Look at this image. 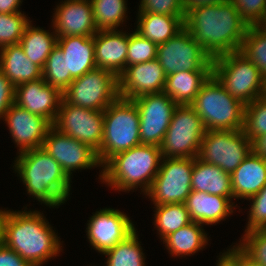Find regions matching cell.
Masks as SVG:
<instances>
[{
  "label": "cell",
  "mask_w": 266,
  "mask_h": 266,
  "mask_svg": "<svg viewBox=\"0 0 266 266\" xmlns=\"http://www.w3.org/2000/svg\"><path fill=\"white\" fill-rule=\"evenodd\" d=\"M162 161L159 146L139 144L111 157L103 166L99 179L118 191L139 187L143 195L149 190Z\"/></svg>",
  "instance_id": "4"
},
{
  "label": "cell",
  "mask_w": 266,
  "mask_h": 266,
  "mask_svg": "<svg viewBox=\"0 0 266 266\" xmlns=\"http://www.w3.org/2000/svg\"><path fill=\"white\" fill-rule=\"evenodd\" d=\"M42 148L51 155L71 179L73 171L102 167L97 152L90 146L51 127Z\"/></svg>",
  "instance_id": "15"
},
{
  "label": "cell",
  "mask_w": 266,
  "mask_h": 266,
  "mask_svg": "<svg viewBox=\"0 0 266 266\" xmlns=\"http://www.w3.org/2000/svg\"><path fill=\"white\" fill-rule=\"evenodd\" d=\"M89 219L86 228L88 242L101 254L124 241L136 230L128 215L114 208L100 209Z\"/></svg>",
  "instance_id": "16"
},
{
  "label": "cell",
  "mask_w": 266,
  "mask_h": 266,
  "mask_svg": "<svg viewBox=\"0 0 266 266\" xmlns=\"http://www.w3.org/2000/svg\"><path fill=\"white\" fill-rule=\"evenodd\" d=\"M205 132L191 105H177L160 146L162 158H196Z\"/></svg>",
  "instance_id": "8"
},
{
  "label": "cell",
  "mask_w": 266,
  "mask_h": 266,
  "mask_svg": "<svg viewBox=\"0 0 266 266\" xmlns=\"http://www.w3.org/2000/svg\"><path fill=\"white\" fill-rule=\"evenodd\" d=\"M23 0H0V14L17 13Z\"/></svg>",
  "instance_id": "46"
},
{
  "label": "cell",
  "mask_w": 266,
  "mask_h": 266,
  "mask_svg": "<svg viewBox=\"0 0 266 266\" xmlns=\"http://www.w3.org/2000/svg\"><path fill=\"white\" fill-rule=\"evenodd\" d=\"M239 52L255 64L266 81V35L256 26H249Z\"/></svg>",
  "instance_id": "34"
},
{
  "label": "cell",
  "mask_w": 266,
  "mask_h": 266,
  "mask_svg": "<svg viewBox=\"0 0 266 266\" xmlns=\"http://www.w3.org/2000/svg\"><path fill=\"white\" fill-rule=\"evenodd\" d=\"M243 131L252 143L266 134V99L263 97L245 105Z\"/></svg>",
  "instance_id": "36"
},
{
  "label": "cell",
  "mask_w": 266,
  "mask_h": 266,
  "mask_svg": "<svg viewBox=\"0 0 266 266\" xmlns=\"http://www.w3.org/2000/svg\"><path fill=\"white\" fill-rule=\"evenodd\" d=\"M91 3L98 31L117 30L126 22V0H91Z\"/></svg>",
  "instance_id": "33"
},
{
  "label": "cell",
  "mask_w": 266,
  "mask_h": 266,
  "mask_svg": "<svg viewBox=\"0 0 266 266\" xmlns=\"http://www.w3.org/2000/svg\"><path fill=\"white\" fill-rule=\"evenodd\" d=\"M153 208H155L153 223L160 240L193 222L185 203L164 204Z\"/></svg>",
  "instance_id": "31"
},
{
  "label": "cell",
  "mask_w": 266,
  "mask_h": 266,
  "mask_svg": "<svg viewBox=\"0 0 266 266\" xmlns=\"http://www.w3.org/2000/svg\"><path fill=\"white\" fill-rule=\"evenodd\" d=\"M247 200L252 203L248 211V223L244 232L266 228V185Z\"/></svg>",
  "instance_id": "41"
},
{
  "label": "cell",
  "mask_w": 266,
  "mask_h": 266,
  "mask_svg": "<svg viewBox=\"0 0 266 266\" xmlns=\"http://www.w3.org/2000/svg\"><path fill=\"white\" fill-rule=\"evenodd\" d=\"M204 225L191 222L185 227L168 235L163 243L172 257L191 256L208 245V237L202 228Z\"/></svg>",
  "instance_id": "29"
},
{
  "label": "cell",
  "mask_w": 266,
  "mask_h": 266,
  "mask_svg": "<svg viewBox=\"0 0 266 266\" xmlns=\"http://www.w3.org/2000/svg\"><path fill=\"white\" fill-rule=\"evenodd\" d=\"M118 97V77L101 68L74 79L63 91L67 103L98 111H104Z\"/></svg>",
  "instance_id": "9"
},
{
  "label": "cell",
  "mask_w": 266,
  "mask_h": 266,
  "mask_svg": "<svg viewBox=\"0 0 266 266\" xmlns=\"http://www.w3.org/2000/svg\"><path fill=\"white\" fill-rule=\"evenodd\" d=\"M255 26L266 35V13Z\"/></svg>",
  "instance_id": "51"
},
{
  "label": "cell",
  "mask_w": 266,
  "mask_h": 266,
  "mask_svg": "<svg viewBox=\"0 0 266 266\" xmlns=\"http://www.w3.org/2000/svg\"><path fill=\"white\" fill-rule=\"evenodd\" d=\"M57 45L66 59L67 73H70L73 79L80 78L96 68L94 36L57 37Z\"/></svg>",
  "instance_id": "24"
},
{
  "label": "cell",
  "mask_w": 266,
  "mask_h": 266,
  "mask_svg": "<svg viewBox=\"0 0 266 266\" xmlns=\"http://www.w3.org/2000/svg\"><path fill=\"white\" fill-rule=\"evenodd\" d=\"M19 44L25 56L43 69L52 49L57 45V35L54 30L50 33L49 30L33 26L31 21Z\"/></svg>",
  "instance_id": "30"
},
{
  "label": "cell",
  "mask_w": 266,
  "mask_h": 266,
  "mask_svg": "<svg viewBox=\"0 0 266 266\" xmlns=\"http://www.w3.org/2000/svg\"><path fill=\"white\" fill-rule=\"evenodd\" d=\"M13 103H15V86L0 71V119L1 120Z\"/></svg>",
  "instance_id": "43"
},
{
  "label": "cell",
  "mask_w": 266,
  "mask_h": 266,
  "mask_svg": "<svg viewBox=\"0 0 266 266\" xmlns=\"http://www.w3.org/2000/svg\"><path fill=\"white\" fill-rule=\"evenodd\" d=\"M63 92L48 85L43 78L15 87V104L32 114L42 116L52 125L60 109Z\"/></svg>",
  "instance_id": "20"
},
{
  "label": "cell",
  "mask_w": 266,
  "mask_h": 266,
  "mask_svg": "<svg viewBox=\"0 0 266 266\" xmlns=\"http://www.w3.org/2000/svg\"><path fill=\"white\" fill-rule=\"evenodd\" d=\"M43 79L48 85L54 86L62 92L74 80L70 73H67L66 59L58 45L52 49L46 60L43 68Z\"/></svg>",
  "instance_id": "35"
},
{
  "label": "cell",
  "mask_w": 266,
  "mask_h": 266,
  "mask_svg": "<svg viewBox=\"0 0 266 266\" xmlns=\"http://www.w3.org/2000/svg\"><path fill=\"white\" fill-rule=\"evenodd\" d=\"M191 190L227 197L233 201L231 175L219 166L194 158Z\"/></svg>",
  "instance_id": "26"
},
{
  "label": "cell",
  "mask_w": 266,
  "mask_h": 266,
  "mask_svg": "<svg viewBox=\"0 0 266 266\" xmlns=\"http://www.w3.org/2000/svg\"><path fill=\"white\" fill-rule=\"evenodd\" d=\"M166 78L157 59L129 65L118 76L119 97L133 100L145 94L163 92Z\"/></svg>",
  "instance_id": "17"
},
{
  "label": "cell",
  "mask_w": 266,
  "mask_h": 266,
  "mask_svg": "<svg viewBox=\"0 0 266 266\" xmlns=\"http://www.w3.org/2000/svg\"><path fill=\"white\" fill-rule=\"evenodd\" d=\"M0 266H31L17 252L0 244Z\"/></svg>",
  "instance_id": "45"
},
{
  "label": "cell",
  "mask_w": 266,
  "mask_h": 266,
  "mask_svg": "<svg viewBox=\"0 0 266 266\" xmlns=\"http://www.w3.org/2000/svg\"><path fill=\"white\" fill-rule=\"evenodd\" d=\"M0 71L15 87L43 78V69L25 56L20 44L7 45L0 49Z\"/></svg>",
  "instance_id": "25"
},
{
  "label": "cell",
  "mask_w": 266,
  "mask_h": 266,
  "mask_svg": "<svg viewBox=\"0 0 266 266\" xmlns=\"http://www.w3.org/2000/svg\"><path fill=\"white\" fill-rule=\"evenodd\" d=\"M140 116L141 144L161 146L177 104L164 92L133 99Z\"/></svg>",
  "instance_id": "14"
},
{
  "label": "cell",
  "mask_w": 266,
  "mask_h": 266,
  "mask_svg": "<svg viewBox=\"0 0 266 266\" xmlns=\"http://www.w3.org/2000/svg\"><path fill=\"white\" fill-rule=\"evenodd\" d=\"M252 142L241 130H207L197 158L232 173L252 152Z\"/></svg>",
  "instance_id": "10"
},
{
  "label": "cell",
  "mask_w": 266,
  "mask_h": 266,
  "mask_svg": "<svg viewBox=\"0 0 266 266\" xmlns=\"http://www.w3.org/2000/svg\"><path fill=\"white\" fill-rule=\"evenodd\" d=\"M137 229L124 241L106 251V266H146L145 256L138 240Z\"/></svg>",
  "instance_id": "32"
},
{
  "label": "cell",
  "mask_w": 266,
  "mask_h": 266,
  "mask_svg": "<svg viewBox=\"0 0 266 266\" xmlns=\"http://www.w3.org/2000/svg\"><path fill=\"white\" fill-rule=\"evenodd\" d=\"M3 119L13 142L19 147L17 153L42 147L49 129L53 126L42 116L32 114L15 103L10 106Z\"/></svg>",
  "instance_id": "18"
},
{
  "label": "cell",
  "mask_w": 266,
  "mask_h": 266,
  "mask_svg": "<svg viewBox=\"0 0 266 266\" xmlns=\"http://www.w3.org/2000/svg\"><path fill=\"white\" fill-rule=\"evenodd\" d=\"M230 175L233 200H247L266 185V159L252 150Z\"/></svg>",
  "instance_id": "22"
},
{
  "label": "cell",
  "mask_w": 266,
  "mask_h": 266,
  "mask_svg": "<svg viewBox=\"0 0 266 266\" xmlns=\"http://www.w3.org/2000/svg\"><path fill=\"white\" fill-rule=\"evenodd\" d=\"M243 266H264L252 259L244 250H243Z\"/></svg>",
  "instance_id": "50"
},
{
  "label": "cell",
  "mask_w": 266,
  "mask_h": 266,
  "mask_svg": "<svg viewBox=\"0 0 266 266\" xmlns=\"http://www.w3.org/2000/svg\"><path fill=\"white\" fill-rule=\"evenodd\" d=\"M264 99H266V81H265V87H264V92H263V96Z\"/></svg>",
  "instance_id": "52"
},
{
  "label": "cell",
  "mask_w": 266,
  "mask_h": 266,
  "mask_svg": "<svg viewBox=\"0 0 266 266\" xmlns=\"http://www.w3.org/2000/svg\"><path fill=\"white\" fill-rule=\"evenodd\" d=\"M237 243L252 259L266 266V228L244 232Z\"/></svg>",
  "instance_id": "39"
},
{
  "label": "cell",
  "mask_w": 266,
  "mask_h": 266,
  "mask_svg": "<svg viewBox=\"0 0 266 266\" xmlns=\"http://www.w3.org/2000/svg\"><path fill=\"white\" fill-rule=\"evenodd\" d=\"M53 127L98 152L103 140L104 114L103 111L71 105L62 99Z\"/></svg>",
  "instance_id": "13"
},
{
  "label": "cell",
  "mask_w": 266,
  "mask_h": 266,
  "mask_svg": "<svg viewBox=\"0 0 266 266\" xmlns=\"http://www.w3.org/2000/svg\"><path fill=\"white\" fill-rule=\"evenodd\" d=\"M191 220L202 225H213L224 221L236 205L227 197L192 190L185 202Z\"/></svg>",
  "instance_id": "23"
},
{
  "label": "cell",
  "mask_w": 266,
  "mask_h": 266,
  "mask_svg": "<svg viewBox=\"0 0 266 266\" xmlns=\"http://www.w3.org/2000/svg\"><path fill=\"white\" fill-rule=\"evenodd\" d=\"M129 33L118 30L97 31L94 35L95 66L117 77L126 68Z\"/></svg>",
  "instance_id": "21"
},
{
  "label": "cell",
  "mask_w": 266,
  "mask_h": 266,
  "mask_svg": "<svg viewBox=\"0 0 266 266\" xmlns=\"http://www.w3.org/2000/svg\"><path fill=\"white\" fill-rule=\"evenodd\" d=\"M103 114V140L97 152L102 166L116 154L141 144L139 110L133 100L118 97Z\"/></svg>",
  "instance_id": "6"
},
{
  "label": "cell",
  "mask_w": 266,
  "mask_h": 266,
  "mask_svg": "<svg viewBox=\"0 0 266 266\" xmlns=\"http://www.w3.org/2000/svg\"><path fill=\"white\" fill-rule=\"evenodd\" d=\"M212 71H177L167 76L163 92L177 105H191Z\"/></svg>",
  "instance_id": "28"
},
{
  "label": "cell",
  "mask_w": 266,
  "mask_h": 266,
  "mask_svg": "<svg viewBox=\"0 0 266 266\" xmlns=\"http://www.w3.org/2000/svg\"><path fill=\"white\" fill-rule=\"evenodd\" d=\"M241 18L249 25L255 26L266 13V0H230Z\"/></svg>",
  "instance_id": "42"
},
{
  "label": "cell",
  "mask_w": 266,
  "mask_h": 266,
  "mask_svg": "<svg viewBox=\"0 0 266 266\" xmlns=\"http://www.w3.org/2000/svg\"><path fill=\"white\" fill-rule=\"evenodd\" d=\"M216 266H243V249L236 243L219 255Z\"/></svg>",
  "instance_id": "44"
},
{
  "label": "cell",
  "mask_w": 266,
  "mask_h": 266,
  "mask_svg": "<svg viewBox=\"0 0 266 266\" xmlns=\"http://www.w3.org/2000/svg\"><path fill=\"white\" fill-rule=\"evenodd\" d=\"M134 29L157 46L176 36L185 28V16H169L154 13H138Z\"/></svg>",
  "instance_id": "27"
},
{
  "label": "cell",
  "mask_w": 266,
  "mask_h": 266,
  "mask_svg": "<svg viewBox=\"0 0 266 266\" xmlns=\"http://www.w3.org/2000/svg\"><path fill=\"white\" fill-rule=\"evenodd\" d=\"M185 8V12L189 9L197 8L205 5H213L225 2L226 0H182Z\"/></svg>",
  "instance_id": "47"
},
{
  "label": "cell",
  "mask_w": 266,
  "mask_h": 266,
  "mask_svg": "<svg viewBox=\"0 0 266 266\" xmlns=\"http://www.w3.org/2000/svg\"><path fill=\"white\" fill-rule=\"evenodd\" d=\"M30 22L24 12L0 14V49L19 44Z\"/></svg>",
  "instance_id": "37"
},
{
  "label": "cell",
  "mask_w": 266,
  "mask_h": 266,
  "mask_svg": "<svg viewBox=\"0 0 266 266\" xmlns=\"http://www.w3.org/2000/svg\"><path fill=\"white\" fill-rule=\"evenodd\" d=\"M9 210L0 209V244H3L4 239V225L6 217L8 216Z\"/></svg>",
  "instance_id": "49"
},
{
  "label": "cell",
  "mask_w": 266,
  "mask_h": 266,
  "mask_svg": "<svg viewBox=\"0 0 266 266\" xmlns=\"http://www.w3.org/2000/svg\"><path fill=\"white\" fill-rule=\"evenodd\" d=\"M60 3L51 19V28L57 37L94 36L97 33L91 0H64Z\"/></svg>",
  "instance_id": "19"
},
{
  "label": "cell",
  "mask_w": 266,
  "mask_h": 266,
  "mask_svg": "<svg viewBox=\"0 0 266 266\" xmlns=\"http://www.w3.org/2000/svg\"><path fill=\"white\" fill-rule=\"evenodd\" d=\"M13 168L27 194L49 208H59L70 197L71 179L42 147L17 153Z\"/></svg>",
  "instance_id": "3"
},
{
  "label": "cell",
  "mask_w": 266,
  "mask_h": 266,
  "mask_svg": "<svg viewBox=\"0 0 266 266\" xmlns=\"http://www.w3.org/2000/svg\"><path fill=\"white\" fill-rule=\"evenodd\" d=\"M138 13L186 16L182 0H141Z\"/></svg>",
  "instance_id": "40"
},
{
  "label": "cell",
  "mask_w": 266,
  "mask_h": 266,
  "mask_svg": "<svg viewBox=\"0 0 266 266\" xmlns=\"http://www.w3.org/2000/svg\"><path fill=\"white\" fill-rule=\"evenodd\" d=\"M191 106L205 130H241L245 105L232 97L212 74L203 84Z\"/></svg>",
  "instance_id": "5"
},
{
  "label": "cell",
  "mask_w": 266,
  "mask_h": 266,
  "mask_svg": "<svg viewBox=\"0 0 266 266\" xmlns=\"http://www.w3.org/2000/svg\"><path fill=\"white\" fill-rule=\"evenodd\" d=\"M9 210L4 225L3 244L17 252L31 266H42L59 256L60 237L40 211Z\"/></svg>",
  "instance_id": "2"
},
{
  "label": "cell",
  "mask_w": 266,
  "mask_h": 266,
  "mask_svg": "<svg viewBox=\"0 0 266 266\" xmlns=\"http://www.w3.org/2000/svg\"><path fill=\"white\" fill-rule=\"evenodd\" d=\"M157 45L136 31L129 33L126 67L156 59Z\"/></svg>",
  "instance_id": "38"
},
{
  "label": "cell",
  "mask_w": 266,
  "mask_h": 266,
  "mask_svg": "<svg viewBox=\"0 0 266 266\" xmlns=\"http://www.w3.org/2000/svg\"><path fill=\"white\" fill-rule=\"evenodd\" d=\"M252 148L256 154L266 159V134L257 138L252 143Z\"/></svg>",
  "instance_id": "48"
},
{
  "label": "cell",
  "mask_w": 266,
  "mask_h": 266,
  "mask_svg": "<svg viewBox=\"0 0 266 266\" xmlns=\"http://www.w3.org/2000/svg\"><path fill=\"white\" fill-rule=\"evenodd\" d=\"M212 74L244 105L263 96L265 79L261 71L239 51L213 59Z\"/></svg>",
  "instance_id": "7"
},
{
  "label": "cell",
  "mask_w": 266,
  "mask_h": 266,
  "mask_svg": "<svg viewBox=\"0 0 266 266\" xmlns=\"http://www.w3.org/2000/svg\"><path fill=\"white\" fill-rule=\"evenodd\" d=\"M194 158H162L160 169L144 194L154 206L185 203L191 193Z\"/></svg>",
  "instance_id": "11"
},
{
  "label": "cell",
  "mask_w": 266,
  "mask_h": 266,
  "mask_svg": "<svg viewBox=\"0 0 266 266\" xmlns=\"http://www.w3.org/2000/svg\"><path fill=\"white\" fill-rule=\"evenodd\" d=\"M184 26L212 59L239 51L249 27L230 0L189 9Z\"/></svg>",
  "instance_id": "1"
},
{
  "label": "cell",
  "mask_w": 266,
  "mask_h": 266,
  "mask_svg": "<svg viewBox=\"0 0 266 266\" xmlns=\"http://www.w3.org/2000/svg\"><path fill=\"white\" fill-rule=\"evenodd\" d=\"M156 59L167 76L177 71H212L213 59L185 28L157 46Z\"/></svg>",
  "instance_id": "12"
}]
</instances>
